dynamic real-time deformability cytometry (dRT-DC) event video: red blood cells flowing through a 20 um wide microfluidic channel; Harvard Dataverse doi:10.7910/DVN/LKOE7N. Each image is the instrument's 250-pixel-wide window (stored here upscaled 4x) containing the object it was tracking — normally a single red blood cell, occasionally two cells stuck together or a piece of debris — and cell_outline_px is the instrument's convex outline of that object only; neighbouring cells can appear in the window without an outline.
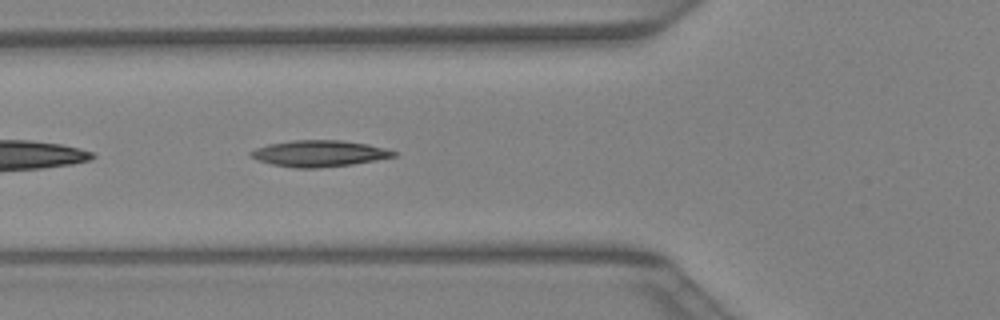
{"species": "Egyptian fruit bat (a non-hibernating species)", "species_latin": "Rousettus aegyptiacus", "temperature_condition": "warm", "stored_images_in_passage": 40, "segment_of_instrument_passage": [1, 2], "camera_frame_rate_fps": 3000, "um_per_image_px": 0.085, "animal": {"sex": "female"}, "frame": {"image": 1, "passage_image": 13, "time_ms": 4.0, "image_size_px": [1000, 320], "cell_outline_px": [[396, 156], [376, 160], [352, 164], [320, 168], [296, 168], [272, 164], [260, 160], [252, 156], [248, 152], [256, 148], [268, 144], [292, 140], [340, 140], [368, 144], [384, 148], [396, 152]], "centroid_in_image_um": [27.14, 13.04], "position_along_channel_um": 98.7, "area_um2": 21.73}}
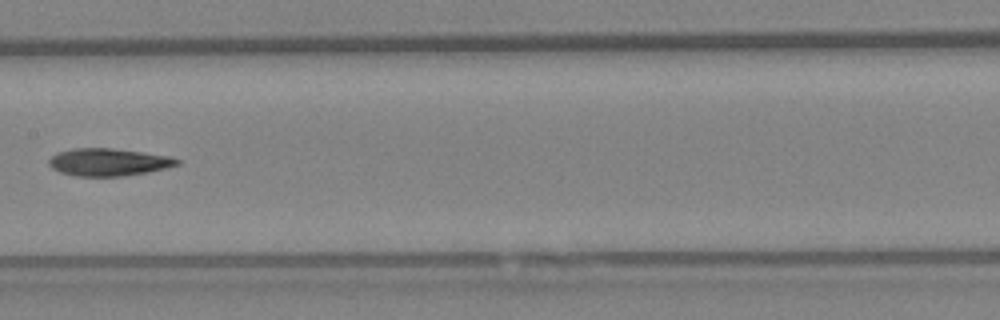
{"frame": {"image": 2, "passage_image": 19, "time_ms": 6.0, "image_size_px": [1000, 320], "cell_outline_px": [[180, 164], [148, 172], [120, 176], [76, 176], [60, 172], [52, 168], [48, 164], [48, 160], [56, 152], [72, 148], [112, 148], [172, 156], [180, 160]], "centroid_in_image_um": [9.2, 13.77], "position_along_channel_um": 198.2, "area_um2": 20.58}}
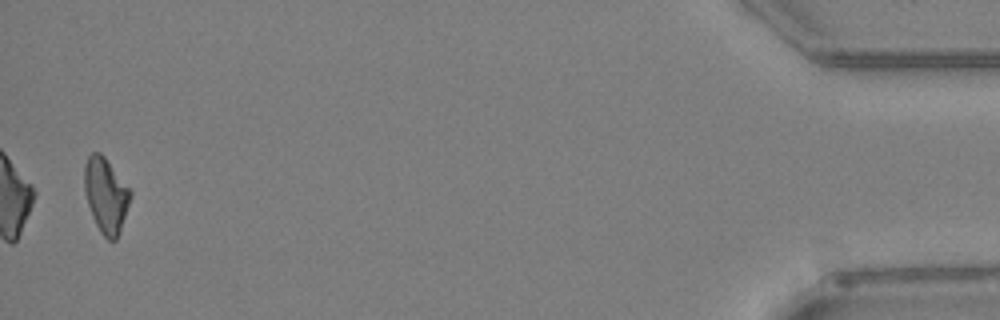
{"frame": {"image": 3, "passage_image": 38, "time_ms": 12.333, "image_size_px": [1000, 320], "cell_outline_px": [[132, 196], [116, 240], [108, 240], [100, 232], [96, 224], [88, 204], [84, 188], [84, 164], [88, 156], [92, 152], [100, 152], [104, 156], [132, 192]], "centroid_in_image_um": [8.99, 16.57], "position_along_channel_um": 426.2, "area_um2": 19.83}}